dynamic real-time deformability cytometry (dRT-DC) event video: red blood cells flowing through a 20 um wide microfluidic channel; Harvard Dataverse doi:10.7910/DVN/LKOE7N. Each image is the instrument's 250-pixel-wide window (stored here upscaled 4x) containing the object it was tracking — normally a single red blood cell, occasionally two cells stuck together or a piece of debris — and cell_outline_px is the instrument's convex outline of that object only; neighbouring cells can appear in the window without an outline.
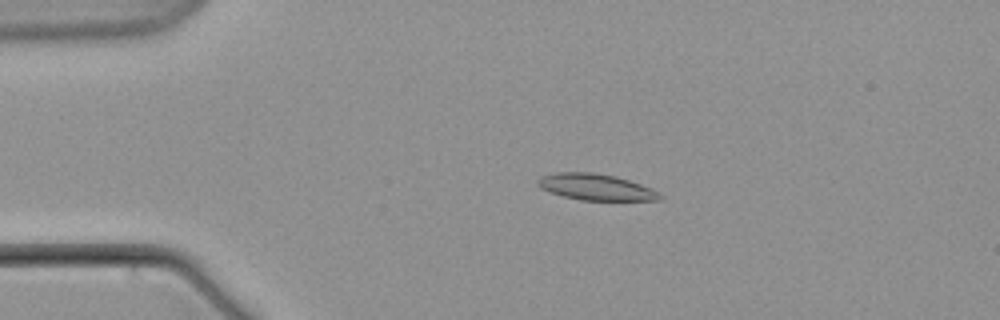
{"species": "common noctule bat (a hibernating species)", "species_latin": "Nyctalus noctula", "temperature_condition": "warm", "stored_images_in_passage": 7, "camera_frame_rate_fps": 3000, "um_per_image_px": 0.085, "animal": {"sex": "male", "body_mass_g": 21.5, "forearm_length_mm": 52.0}, "frame": {"image": 1, "passage_image": 4, "time_ms": 4.667, "image_size_px": [1000, 320], "cell_outline_px": [[664, 196], [660, 200], [580, 200], [564, 196], [540, 188], [536, 184], [536, 180], [540, 176], [556, 172], [592, 172], [616, 176], [652, 188]], "centroid_in_image_um": [50.63, 15.89], "position_along_channel_um": 34.4, "area_um2": 18.73}}
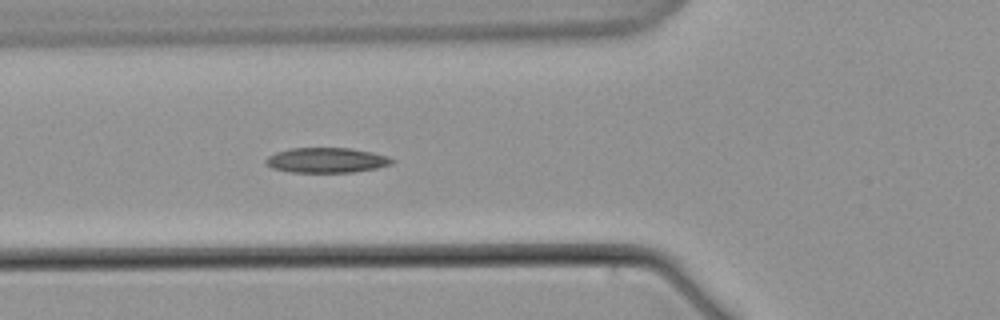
{"frame": {"image": 2, "passage_image": 7, "time_ms": 8.333, "image_size_px": [1000, 320], "cell_outline_px": [[396, 160], [392, 164], [376, 168], [352, 172], [292, 172], [272, 168], [264, 164], [264, 160], [268, 156], [276, 152], [288, 148], [348, 148], [372, 152], [388, 156]], "centroid_in_image_um": [27.73, 13.61], "position_along_channel_um": 98.1, "area_um2": 18.5}}